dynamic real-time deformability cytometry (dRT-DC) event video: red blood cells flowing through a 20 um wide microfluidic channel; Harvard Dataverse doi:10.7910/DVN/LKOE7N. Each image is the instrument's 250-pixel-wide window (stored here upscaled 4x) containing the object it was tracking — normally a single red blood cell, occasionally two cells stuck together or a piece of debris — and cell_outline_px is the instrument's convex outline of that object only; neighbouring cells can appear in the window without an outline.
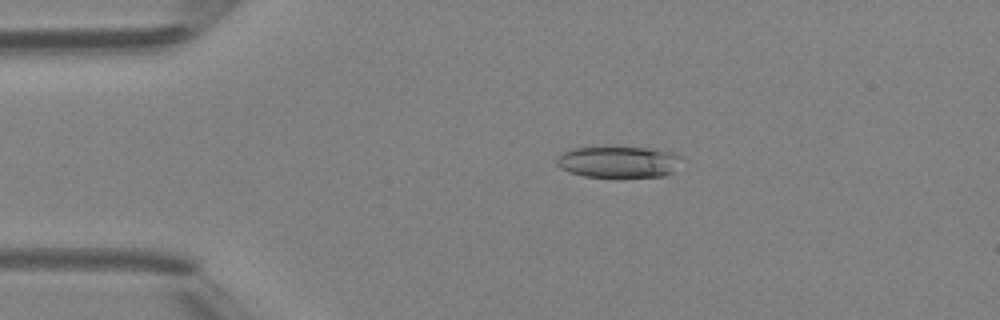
{"species": "Egyptian fruit bat (a non-hibernating species)", "species_latin": "Rousettus aegyptiacus", "temperature_condition": "room temperature", "stored_images_in_passage": 4, "camera_frame_rate_fps": 3000, "um_per_image_px": 0.085, "animal": {"sex": "female"}, "frame": {"image": 1, "passage_image": 3, "time_ms": 3.0, "image_size_px": [1000, 320], "cell_outline_px": [[680, 156], [672, 172], [664, 176], [584, 176], [568, 172], [560, 168], [556, 164], [556, 160], [564, 152], [576, 148], [656, 148], [672, 152]], "centroid_in_image_um": [52.55, 13.76], "position_along_channel_um": 32.5, "area_um2": 22.2}}